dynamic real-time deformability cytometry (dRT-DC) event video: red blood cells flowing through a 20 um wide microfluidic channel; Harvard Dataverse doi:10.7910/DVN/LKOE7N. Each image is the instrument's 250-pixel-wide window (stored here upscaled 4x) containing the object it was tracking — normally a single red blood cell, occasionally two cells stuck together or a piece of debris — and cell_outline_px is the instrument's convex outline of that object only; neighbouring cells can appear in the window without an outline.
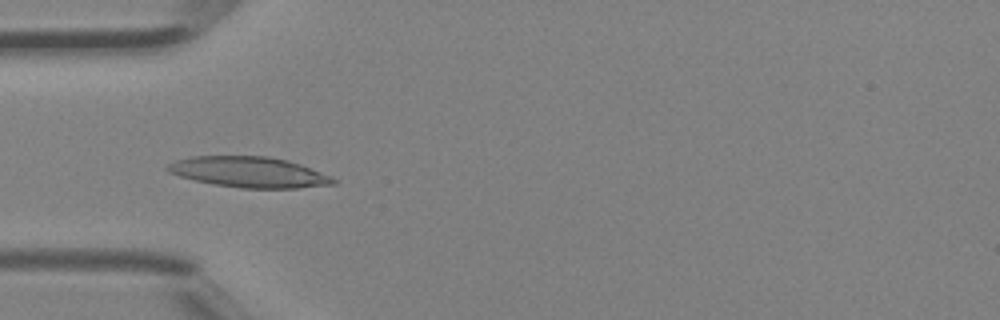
{"species": "Egyptian fruit bat (a non-hibernating species)", "species_latin": "Rousettus aegyptiacus", "temperature_condition": "room temperature", "stored_images_in_passage": 39, "camera_frame_rate_fps": 3000, "um_per_image_px": 0.085, "animal": {"sex": "female"}, "frame": {"image": 1, "passage_image": 8, "time_ms": 2.333, "image_size_px": [1000, 320], "cell_outline_px": [[336, 184], [296, 188], [240, 188], [216, 184], [196, 180], [180, 176], [168, 172], [164, 168], [168, 164], [176, 160], [192, 156], [268, 156], [288, 160], [300, 164], [332, 176], [336, 180]], "centroid_in_image_um": [21.18, 14.62], "position_along_channel_um": 63.8, "area_um2": 29.54}}
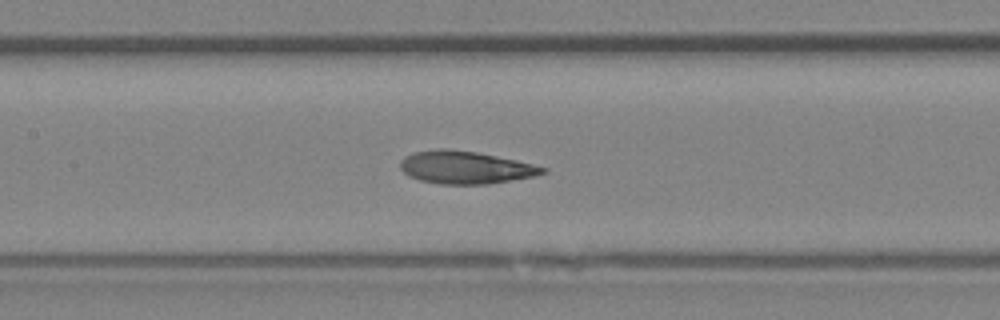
{"frame": {"image": 2, "passage_image": 15, "time_ms": 4.667, "image_size_px": [1000, 320], "cell_outline_px": [[548, 172], [532, 176], [488, 184], [440, 184], [420, 180], [408, 176], [400, 168], [400, 160], [404, 156], [412, 152], [436, 148], [448, 148], [476, 152], [516, 160], [548, 168]], "centroid_in_image_um": [39.51, 14.22], "position_along_channel_um": 167.9, "area_um2": 27.17}}
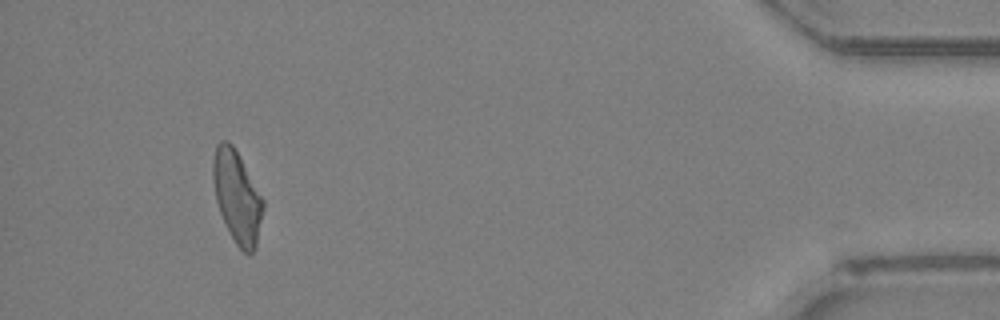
{"frame": {"image": 3, "passage_image": 36, "time_ms": 11.667, "image_size_px": [1000, 320], "cell_outline_px": [[264, 208], [256, 248], [252, 252], [244, 252], [236, 244], [220, 212], [216, 200], [212, 180], [212, 164], [216, 144], [220, 140], [228, 140], [232, 144], [264, 200]], "centroid_in_image_um": [20.14, 16.7], "position_along_channel_um": 415.1, "area_um2": 26.59}, "authors_computed_cell_mechanics": {"area_um2": 26.8192, "velocity_mm_per_s": 4.5039, "shape_relaxation_time_tau1_ms": 5.2458, "shape_relaxation_time_tau2_ms": 2.4547, "deformation_change_tau1": 0.1882, "deformation_change_tau2": 0.1141}}